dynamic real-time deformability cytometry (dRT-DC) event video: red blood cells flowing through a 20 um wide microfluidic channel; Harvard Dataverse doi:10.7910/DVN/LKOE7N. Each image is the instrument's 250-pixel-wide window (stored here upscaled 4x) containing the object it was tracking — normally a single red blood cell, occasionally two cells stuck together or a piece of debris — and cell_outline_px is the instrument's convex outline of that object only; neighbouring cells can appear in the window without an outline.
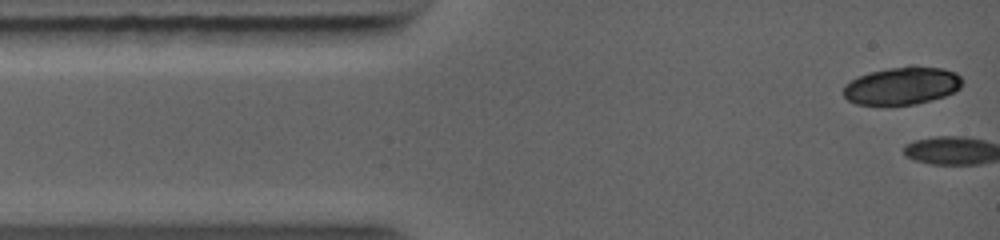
{"species": "common noctule bat (a hibernating species)", "species_latin": "Nyctalus noctula", "temperature_condition": "warm", "stored_images_in_passage": 2, "camera_frame_rate_fps": 5000, "um_per_image_px": 0.085, "animal": {"sex": "female", "body_mass_g": 19.0, "forearm_length_mm": 56.7}, "frame": {"image": 1, "passage_image": 1, "time_ms": 0.0, "image_size_px": [1000, 240], "cell_outline_px": [[964, 84], [960, 88], [944, 96], [916, 104], [892, 108], [856, 104], [848, 100], [844, 96], [844, 84], [860, 76], [872, 72], [888, 68], [912, 64], [916, 64], [944, 68], [956, 72], [964, 80]], "centroid_in_image_um": [76.7, 7.31], "position_along_channel_um": 8.3, "area_um2": 27.17}}